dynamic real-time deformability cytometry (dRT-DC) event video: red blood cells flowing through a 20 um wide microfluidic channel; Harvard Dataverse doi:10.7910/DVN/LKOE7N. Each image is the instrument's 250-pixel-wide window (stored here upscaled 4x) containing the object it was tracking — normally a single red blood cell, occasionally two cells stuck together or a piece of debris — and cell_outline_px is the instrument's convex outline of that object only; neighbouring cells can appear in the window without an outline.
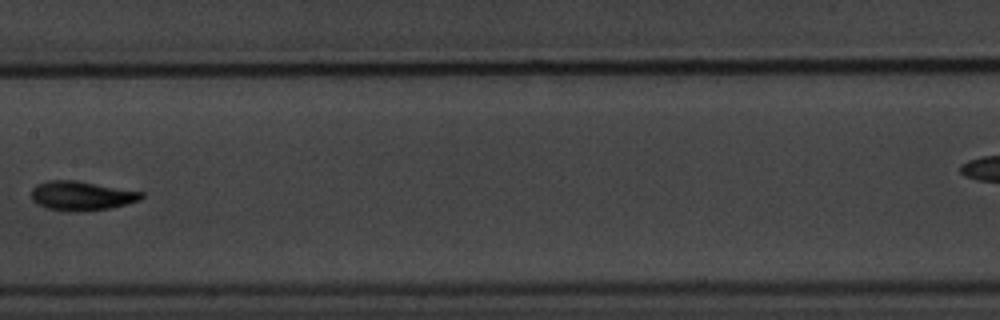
{"species": "common noctule bat (a hibernating species)", "species_latin": "Nyctalus noctula", "temperature_condition": "warm", "stored_images_in_passage": 11, "camera_frame_rate_fps": 3000, "um_per_image_px": 0.085, "animal": {"sex": "male", "body_mass_g": 20.1, "forearm_length_mm": 53.5}, "frame": {"image": 1, "passage_image": 7, "time_ms": 7.333, "image_size_px": [1000, 320], "cell_outline_px": [[144, 196], [140, 200], [128, 204], [108, 208], [80, 212], [68, 212], [48, 208], [36, 204], [32, 200], [32, 188], [36, 184], [48, 180], [76, 180], [144, 192]], "centroid_in_image_um": [6.92, 16.64], "position_along_channel_um": 200.5, "area_um2": 18.96}}
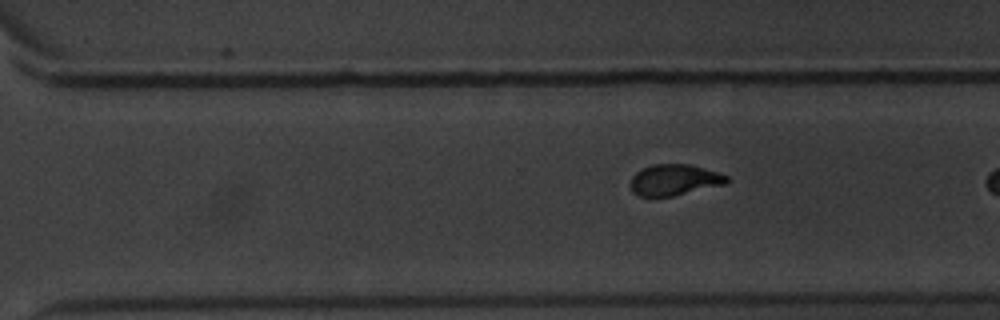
{"frame": {"image": 2, "passage_image": 11, "time_ms": 12.667, "image_size_px": [1000, 320], "cell_outline_px": [[728, 180], [724, 184], [672, 196], [640, 196], [632, 192], [628, 184], [632, 176], [636, 172], [652, 164], [688, 164], [720, 172], [728, 176]], "centroid_in_image_um": [57.28, 15.28], "position_along_channel_um": 313.3, "area_um2": 17.4}}